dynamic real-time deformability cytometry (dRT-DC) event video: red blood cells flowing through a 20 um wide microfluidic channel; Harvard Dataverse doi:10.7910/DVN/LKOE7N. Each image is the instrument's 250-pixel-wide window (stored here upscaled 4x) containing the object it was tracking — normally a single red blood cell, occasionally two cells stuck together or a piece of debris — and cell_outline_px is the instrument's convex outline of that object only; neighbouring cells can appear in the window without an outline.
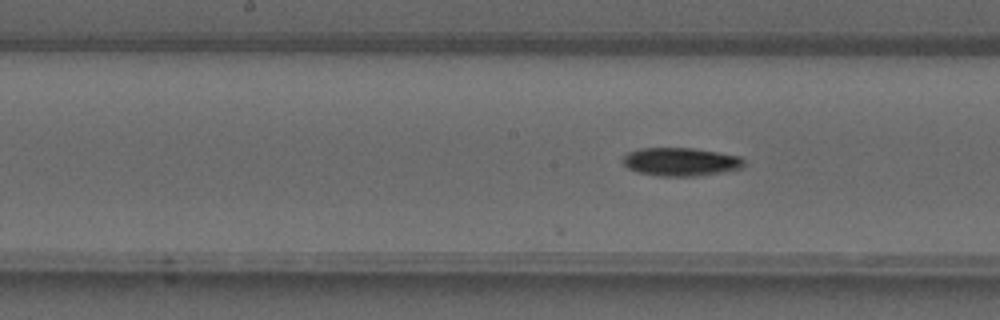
{"species": "common noctule bat (a hibernating species)", "species_latin": "Nyctalus noctula", "temperature_condition": "warm", "stored_images_in_passage": 11, "camera_frame_rate_fps": 3000, "um_per_image_px": 0.085, "animal": {"sex": "male", "forearm_length_mm": 52.5}, "frame": {"image": 1, "passage_image": 11, "time_ms": 3.333, "image_size_px": [1000, 320], "cell_outline_px": [[748, 164], [744, 168], [720, 172], [692, 176], [656, 176], [640, 172], [628, 168], [620, 160], [628, 152], [640, 148], [692, 148], [740, 156]], "centroid_in_image_um": [57.87, 13.75], "position_along_channel_um": 190.3, "area_um2": 20.0}}